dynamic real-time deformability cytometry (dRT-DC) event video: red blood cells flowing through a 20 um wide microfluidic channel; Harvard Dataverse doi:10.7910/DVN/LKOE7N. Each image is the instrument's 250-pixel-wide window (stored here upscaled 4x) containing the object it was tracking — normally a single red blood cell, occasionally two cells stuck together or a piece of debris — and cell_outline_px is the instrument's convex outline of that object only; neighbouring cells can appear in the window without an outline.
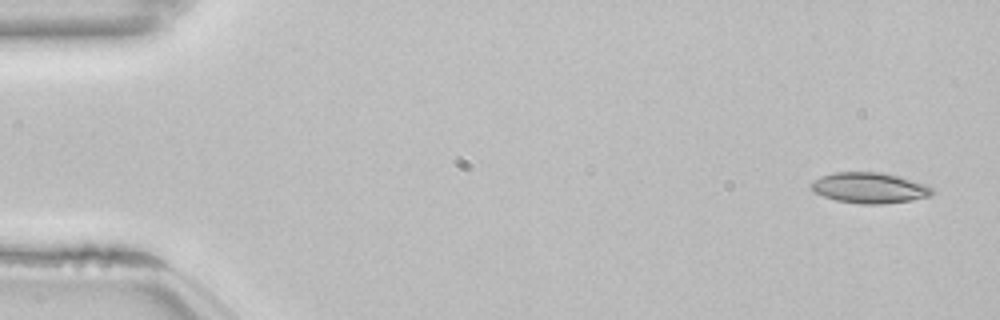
{"species": "common noctule bat (a hibernating species)", "species_latin": "Nyctalus noctula", "temperature_condition": "room temperature", "stored_images_in_passage": 52, "camera_frame_rate_fps": 3000, "um_per_image_px": 0.085, "animal": {"sex": "female", "body_mass_g": 22.7, "forearm_length_mm": 54.2}, "frame": {"image": 1, "passage_image": 1, "time_ms": 0.0, "image_size_px": [1000, 320], "cell_outline_px": [[936, 192], [932, 196], [912, 200], [884, 204], [860, 204], [836, 200], [824, 196], [816, 192], [812, 188], [812, 180], [820, 176], [832, 172], [880, 172], [900, 176], [928, 184]], "centroid_in_image_um": [73.97, 15.96], "position_along_channel_um": 11.0, "area_um2": 21.91}}
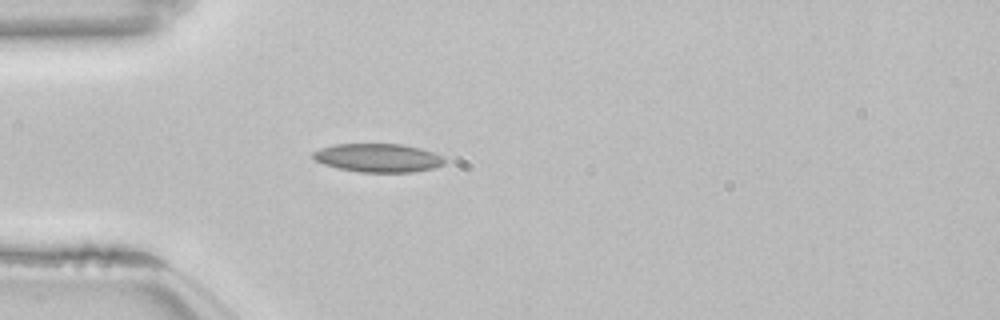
{"frame": {"image": 2, "passage_image": 14, "time_ms": 4.333, "image_size_px": [1000, 320], "cell_outline_px": [[444, 164], [432, 168], [412, 172], [360, 172], [340, 168], [324, 164], [316, 160], [312, 156], [312, 152], [320, 148], [336, 144], [404, 144], [420, 148], [444, 156]], "centroid_in_image_um": [32.14, 13.41], "position_along_channel_um": 52.9, "area_um2": 21.73}}
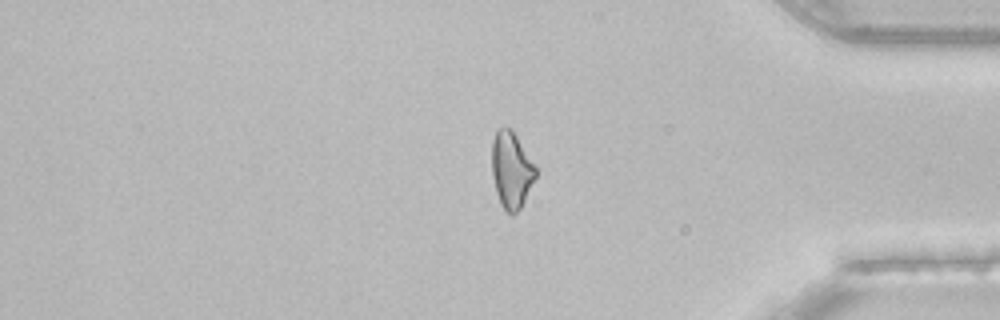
{"frame": {"image": 3, "passage_image": 43, "time_ms": 14.0, "image_size_px": [1000, 320], "cell_outline_px": [[536, 176], [520, 208], [512, 216], [500, 204], [496, 192], [492, 176], [492, 140], [496, 128], [512, 128], [536, 168]], "centroid_in_image_um": [43.44, 14.42], "position_along_channel_um": 391.8, "area_um2": 19.36}, "authors_computed_cell_mechanics": {"area_um2": 20.3745, "velocity_mm_per_s": 3.851, "shape_relaxation_time_tau1_ms": null, "shape_relaxation_time_tau2_ms": 5.0466, "deformation_change_tau1": null, "deformation_change_tau2": 0.1083}}